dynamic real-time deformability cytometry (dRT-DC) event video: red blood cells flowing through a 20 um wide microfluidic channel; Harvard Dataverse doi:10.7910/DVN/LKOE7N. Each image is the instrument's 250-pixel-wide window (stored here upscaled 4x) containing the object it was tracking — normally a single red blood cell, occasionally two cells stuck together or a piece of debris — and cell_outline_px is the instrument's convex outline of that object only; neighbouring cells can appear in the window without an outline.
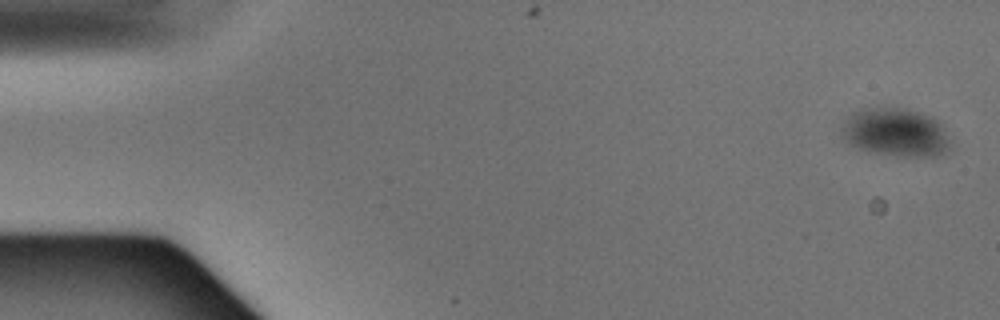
{"species": "Egyptian fruit bat (a non-hibernating species)", "species_latin": "Rousettus aegyptiacus", "temperature_condition": "warm", "stored_images_in_passage": 5, "camera_frame_rate_fps": 3000, "um_per_image_px": 0.085, "animal": {"sex": "male"}, "frame": {"image": 1, "passage_image": 1, "time_ms": 0.0, "image_size_px": [1000, 320], "cell_outline_px": [[952, 148], [944, 156], [900, 156], [868, 152], [848, 144], [840, 128], [844, 120], [852, 112], [860, 108], [884, 104], [904, 108], [928, 116], [936, 120], [940, 124]], "centroid_in_image_um": [76.07, 11.23], "position_along_channel_um": 8.9, "area_um2": 31.33}}
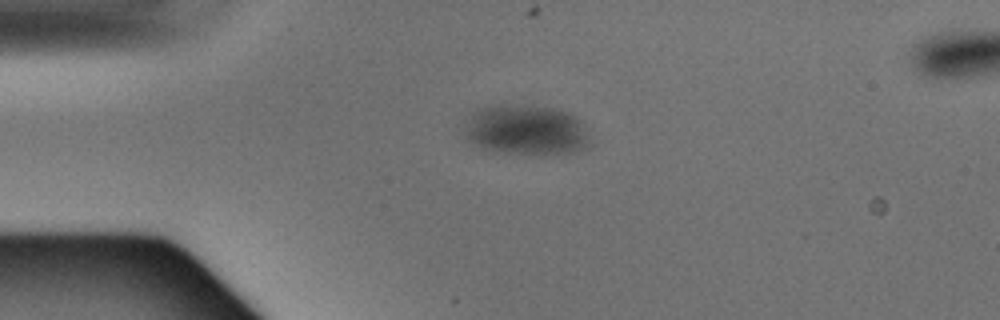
{"frame": {"image": 2, "passage_image": 4, "time_ms": 1.0, "image_size_px": [1000, 320], "cell_outline_px": [[592, 144], [584, 148], [572, 152], [536, 156], [488, 152], [476, 148], [464, 136], [464, 120], [476, 108], [488, 104], [512, 104], [556, 108], [568, 112], [576, 116], [584, 124]], "centroid_in_image_um": [44.64, 11.07], "position_along_channel_um": 40.4, "area_um2": 38.61}}